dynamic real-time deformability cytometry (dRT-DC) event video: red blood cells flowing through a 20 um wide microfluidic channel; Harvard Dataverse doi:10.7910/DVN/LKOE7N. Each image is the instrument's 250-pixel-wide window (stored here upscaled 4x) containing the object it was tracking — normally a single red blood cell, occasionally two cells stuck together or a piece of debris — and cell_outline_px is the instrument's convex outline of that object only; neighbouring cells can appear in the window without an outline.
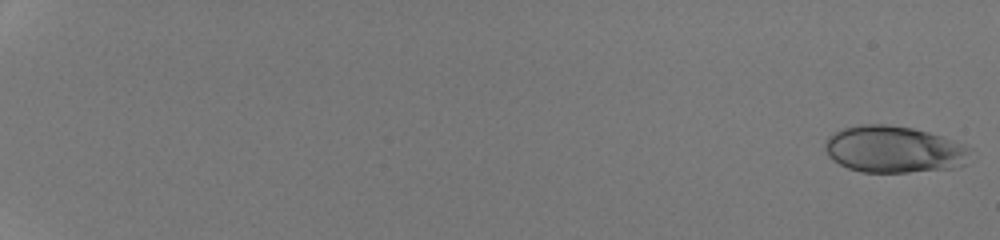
{"species": "human", "species_latin": "Homo sapiens", "temperature_condition": "room temperature", "stored_images_in_passage": 52, "camera_frame_rate_fps": 3000, "um_per_image_px": 0.085, "donor": {"sex": "male"}, "frame": {"image": 1, "passage_image": 1, "time_ms": 0.0, "image_size_px": [1000, 240], "cell_outline_px": [[972, 148], [964, 164], [952, 168], [908, 172], [860, 172], [848, 168], [832, 160], [828, 156], [824, 148], [824, 144], [828, 136], [844, 128], [860, 124], [888, 124], [912, 128], [944, 136], [964, 144]], "centroid_in_image_um": [75.97, 12.69], "position_along_channel_um": 9.0, "area_um2": 39.77}}
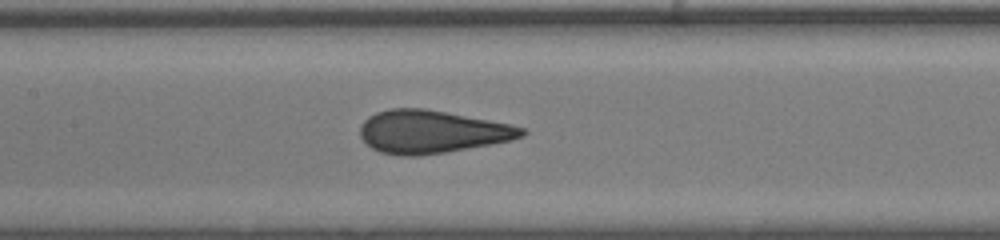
{"frame": {"image": 2, "passage_image": 30, "time_ms": 9.667, "image_size_px": [1000, 240], "cell_outline_px": [[528, 132], [524, 136], [512, 140], [492, 144], [444, 152], [416, 156], [400, 156], [380, 152], [372, 148], [360, 136], [360, 124], [368, 116], [376, 112], [392, 108], [424, 108], [512, 124], [524, 128]], "centroid_in_image_um": [36.7, 11.19], "position_along_channel_um": 170.7, "area_um2": 40.46}}
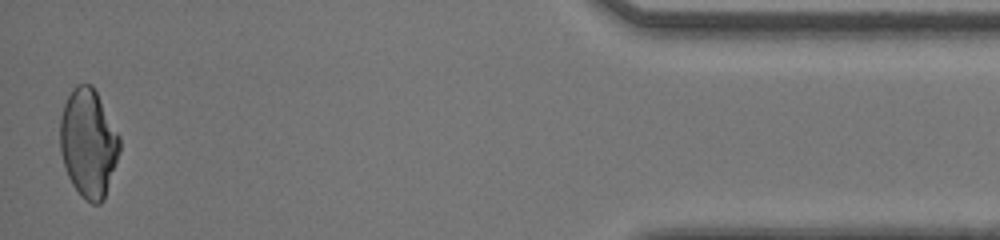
{"frame": {"image": 3, "passage_image": 52, "time_ms": 17.0, "image_size_px": [1000, 240], "cell_outline_px": [[120, 152], [104, 200], [100, 204], [92, 204], [80, 196], [72, 184], [68, 176], [60, 152], [60, 120], [64, 104], [72, 88], [76, 84], [92, 84], [120, 136]], "centroid_in_image_um": [7.52, 12.18], "position_along_channel_um": 427.7, "area_um2": 37.74}, "authors_computed_cell_mechanics": {"area_um2": 39.5063, "velocity_mm_per_s": 4.2962, "shape_relaxation_time_tau1_ms": 8.4818, "shape_relaxation_time_tau2_ms": null, "deformation_change_tau1": 0.2183, "deformation_change_tau2": null}}